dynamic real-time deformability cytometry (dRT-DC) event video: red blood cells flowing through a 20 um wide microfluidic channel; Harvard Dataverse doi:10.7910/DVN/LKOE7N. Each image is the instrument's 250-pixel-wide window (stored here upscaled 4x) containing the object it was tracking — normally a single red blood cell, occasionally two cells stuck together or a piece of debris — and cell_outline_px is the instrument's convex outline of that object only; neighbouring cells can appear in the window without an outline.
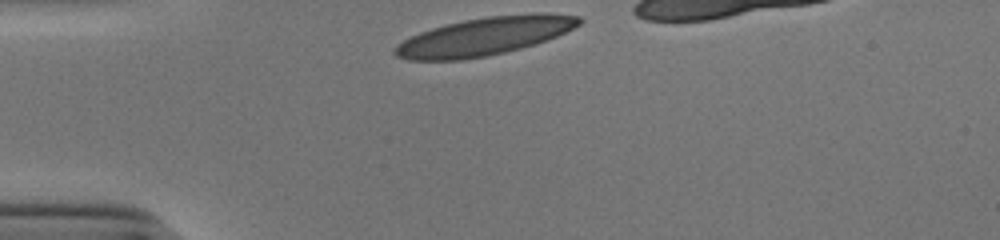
{"species": "human", "species_latin": "Homo sapiens", "temperature_condition": "cold", "stored_images_in_passage": 29, "camera_frame_rate_fps": 3000, "um_per_image_px": 0.085, "donor": {"sex": "male"}, "frame": {"image": 1, "passage_image": 1, "time_ms": 0.0, "image_size_px": [1000, 240], "cell_outline_px": [[584, 20], [580, 24], [556, 36], [536, 44], [488, 56], [460, 60], [408, 60], [396, 56], [392, 52], [392, 48], [396, 44], [420, 32], [432, 28], [464, 20], [488, 16], [528, 12], [548, 12], [580, 16]], "centroid_in_image_um": [41.2, 3.07], "position_along_channel_um": 43.8, "area_um2": 41.1}}
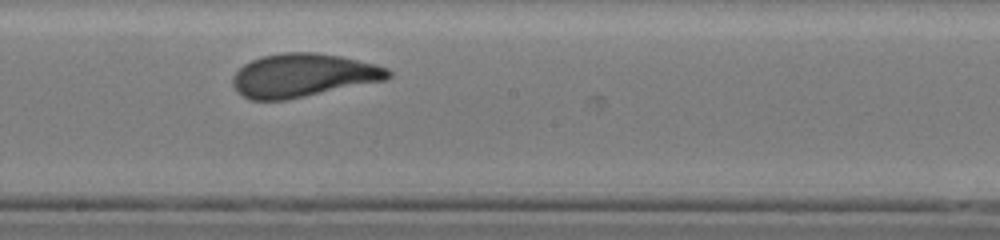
{"frame": {"image": 2, "passage_image": 17, "time_ms": 5.333, "image_size_px": [1000, 240], "cell_outline_px": [[392, 76], [384, 80], [288, 100], [248, 100], [236, 92], [232, 84], [232, 76], [244, 64], [252, 60], [264, 56], [284, 52], [316, 52], [340, 56], [376, 64], [388, 68], [392, 72]], "centroid_in_image_um": [25.74, 6.41], "position_along_channel_um": 222.5, "area_um2": 39.48}}
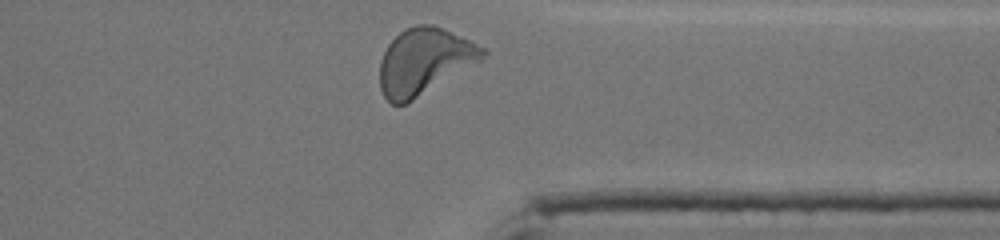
{"frame": {"image": 3, "passage_image": 29, "time_ms": 9.333, "image_size_px": [1000, 240], "cell_outline_px": [[488, 52], [484, 60], [412, 100], [404, 104], [392, 104], [384, 96], [380, 88], [380, 60], [388, 44], [400, 32], [416, 24], [432, 24], [460, 36], [484, 48]], "centroid_in_image_um": [36.08, 5.22], "position_along_channel_um": 375.3, "area_um2": 39.48}, "authors_computed_cell_mechanics": {"area_um2": 38.8994, "velocity_mm_per_s": 3.8789, "shape_relaxation_time_tau1_ms": 3.8307, "shape_relaxation_time_tau2_ms": null, "deformation_change_tau1": 0.1772, "deformation_change_tau2": null}}